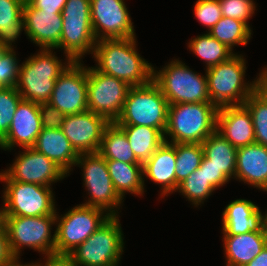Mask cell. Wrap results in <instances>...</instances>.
I'll return each mask as SVG.
<instances>
[{
  "label": "cell",
  "mask_w": 267,
  "mask_h": 266,
  "mask_svg": "<svg viewBox=\"0 0 267 266\" xmlns=\"http://www.w3.org/2000/svg\"><path fill=\"white\" fill-rule=\"evenodd\" d=\"M136 41V37L98 40L93 52L94 67L131 87L150 83L154 67L137 52Z\"/></svg>",
  "instance_id": "obj_1"
},
{
  "label": "cell",
  "mask_w": 267,
  "mask_h": 266,
  "mask_svg": "<svg viewBox=\"0 0 267 266\" xmlns=\"http://www.w3.org/2000/svg\"><path fill=\"white\" fill-rule=\"evenodd\" d=\"M217 112L218 107L213 103L169 105L165 142L202 144L216 131Z\"/></svg>",
  "instance_id": "obj_2"
},
{
  "label": "cell",
  "mask_w": 267,
  "mask_h": 266,
  "mask_svg": "<svg viewBox=\"0 0 267 266\" xmlns=\"http://www.w3.org/2000/svg\"><path fill=\"white\" fill-rule=\"evenodd\" d=\"M21 65L16 89L24 100L34 103L49 102L56 80L73 62L66 58L62 62L53 49H40Z\"/></svg>",
  "instance_id": "obj_3"
},
{
  "label": "cell",
  "mask_w": 267,
  "mask_h": 266,
  "mask_svg": "<svg viewBox=\"0 0 267 266\" xmlns=\"http://www.w3.org/2000/svg\"><path fill=\"white\" fill-rule=\"evenodd\" d=\"M246 61L235 53L227 61L205 69L208 95L217 107L241 105L255 91V81L246 82Z\"/></svg>",
  "instance_id": "obj_4"
},
{
  "label": "cell",
  "mask_w": 267,
  "mask_h": 266,
  "mask_svg": "<svg viewBox=\"0 0 267 266\" xmlns=\"http://www.w3.org/2000/svg\"><path fill=\"white\" fill-rule=\"evenodd\" d=\"M169 103L160 87L152 80L143 86L129 89L117 125L148 126L163 135L167 127Z\"/></svg>",
  "instance_id": "obj_5"
},
{
  "label": "cell",
  "mask_w": 267,
  "mask_h": 266,
  "mask_svg": "<svg viewBox=\"0 0 267 266\" xmlns=\"http://www.w3.org/2000/svg\"><path fill=\"white\" fill-rule=\"evenodd\" d=\"M155 69L153 81L160 87L169 105L211 103L206 73L199 74L178 59H172L161 70Z\"/></svg>",
  "instance_id": "obj_6"
},
{
  "label": "cell",
  "mask_w": 267,
  "mask_h": 266,
  "mask_svg": "<svg viewBox=\"0 0 267 266\" xmlns=\"http://www.w3.org/2000/svg\"><path fill=\"white\" fill-rule=\"evenodd\" d=\"M90 3V0H67L61 12L63 27L59 49L73 62H81L87 53L93 55L97 42L92 29Z\"/></svg>",
  "instance_id": "obj_7"
},
{
  "label": "cell",
  "mask_w": 267,
  "mask_h": 266,
  "mask_svg": "<svg viewBox=\"0 0 267 266\" xmlns=\"http://www.w3.org/2000/svg\"><path fill=\"white\" fill-rule=\"evenodd\" d=\"M119 216H111L69 255L78 266H118L124 250Z\"/></svg>",
  "instance_id": "obj_8"
},
{
  "label": "cell",
  "mask_w": 267,
  "mask_h": 266,
  "mask_svg": "<svg viewBox=\"0 0 267 266\" xmlns=\"http://www.w3.org/2000/svg\"><path fill=\"white\" fill-rule=\"evenodd\" d=\"M0 181L5 183L2 202L7 216L56 215L57 208L52 187L13 181L4 171L0 172Z\"/></svg>",
  "instance_id": "obj_9"
},
{
  "label": "cell",
  "mask_w": 267,
  "mask_h": 266,
  "mask_svg": "<svg viewBox=\"0 0 267 266\" xmlns=\"http://www.w3.org/2000/svg\"><path fill=\"white\" fill-rule=\"evenodd\" d=\"M53 225H56V215L7 216L6 231L9 246L16 259H20L21 249L24 247L38 251L44 254L43 256L54 254L56 231L51 235Z\"/></svg>",
  "instance_id": "obj_10"
},
{
  "label": "cell",
  "mask_w": 267,
  "mask_h": 266,
  "mask_svg": "<svg viewBox=\"0 0 267 266\" xmlns=\"http://www.w3.org/2000/svg\"><path fill=\"white\" fill-rule=\"evenodd\" d=\"M75 166L83 168V185L89 196L82 204L102 209L110 216H119L123 199L114 188L106 160L98 152L83 153L79 154Z\"/></svg>",
  "instance_id": "obj_11"
},
{
  "label": "cell",
  "mask_w": 267,
  "mask_h": 266,
  "mask_svg": "<svg viewBox=\"0 0 267 266\" xmlns=\"http://www.w3.org/2000/svg\"><path fill=\"white\" fill-rule=\"evenodd\" d=\"M110 217L102 209L83 204L71 208L61 216L56 212L55 253H71Z\"/></svg>",
  "instance_id": "obj_12"
},
{
  "label": "cell",
  "mask_w": 267,
  "mask_h": 266,
  "mask_svg": "<svg viewBox=\"0 0 267 266\" xmlns=\"http://www.w3.org/2000/svg\"><path fill=\"white\" fill-rule=\"evenodd\" d=\"M87 73L88 110L105 117L110 123L115 122L131 86L95 67H87Z\"/></svg>",
  "instance_id": "obj_13"
},
{
  "label": "cell",
  "mask_w": 267,
  "mask_h": 266,
  "mask_svg": "<svg viewBox=\"0 0 267 266\" xmlns=\"http://www.w3.org/2000/svg\"><path fill=\"white\" fill-rule=\"evenodd\" d=\"M81 62H72L58 77L49 103L65 115L88 110L87 67Z\"/></svg>",
  "instance_id": "obj_14"
},
{
  "label": "cell",
  "mask_w": 267,
  "mask_h": 266,
  "mask_svg": "<svg viewBox=\"0 0 267 266\" xmlns=\"http://www.w3.org/2000/svg\"><path fill=\"white\" fill-rule=\"evenodd\" d=\"M91 22L96 40L136 37L124 0H90Z\"/></svg>",
  "instance_id": "obj_15"
},
{
  "label": "cell",
  "mask_w": 267,
  "mask_h": 266,
  "mask_svg": "<svg viewBox=\"0 0 267 266\" xmlns=\"http://www.w3.org/2000/svg\"><path fill=\"white\" fill-rule=\"evenodd\" d=\"M14 162L4 172L13 180L23 183H36L51 187L68 174L55 162L34 148H23Z\"/></svg>",
  "instance_id": "obj_16"
},
{
  "label": "cell",
  "mask_w": 267,
  "mask_h": 266,
  "mask_svg": "<svg viewBox=\"0 0 267 266\" xmlns=\"http://www.w3.org/2000/svg\"><path fill=\"white\" fill-rule=\"evenodd\" d=\"M110 122L90 110L66 115L61 130L78 154L98 152L105 128Z\"/></svg>",
  "instance_id": "obj_17"
},
{
  "label": "cell",
  "mask_w": 267,
  "mask_h": 266,
  "mask_svg": "<svg viewBox=\"0 0 267 266\" xmlns=\"http://www.w3.org/2000/svg\"><path fill=\"white\" fill-rule=\"evenodd\" d=\"M37 103L22 99L15 111L7 135L0 141V149L11 151L14 147H33L42 130Z\"/></svg>",
  "instance_id": "obj_18"
},
{
  "label": "cell",
  "mask_w": 267,
  "mask_h": 266,
  "mask_svg": "<svg viewBox=\"0 0 267 266\" xmlns=\"http://www.w3.org/2000/svg\"><path fill=\"white\" fill-rule=\"evenodd\" d=\"M25 33L40 49H59L62 14L34 8L27 0L23 7Z\"/></svg>",
  "instance_id": "obj_19"
},
{
  "label": "cell",
  "mask_w": 267,
  "mask_h": 266,
  "mask_svg": "<svg viewBox=\"0 0 267 266\" xmlns=\"http://www.w3.org/2000/svg\"><path fill=\"white\" fill-rule=\"evenodd\" d=\"M216 131L236 149L255 143L252 117L244 104L218 107Z\"/></svg>",
  "instance_id": "obj_20"
},
{
  "label": "cell",
  "mask_w": 267,
  "mask_h": 266,
  "mask_svg": "<svg viewBox=\"0 0 267 266\" xmlns=\"http://www.w3.org/2000/svg\"><path fill=\"white\" fill-rule=\"evenodd\" d=\"M249 232H265L264 214L251 200L240 198L231 201L222 212L223 236Z\"/></svg>",
  "instance_id": "obj_21"
},
{
  "label": "cell",
  "mask_w": 267,
  "mask_h": 266,
  "mask_svg": "<svg viewBox=\"0 0 267 266\" xmlns=\"http://www.w3.org/2000/svg\"><path fill=\"white\" fill-rule=\"evenodd\" d=\"M235 179L267 192V147L254 143L238 148Z\"/></svg>",
  "instance_id": "obj_22"
},
{
  "label": "cell",
  "mask_w": 267,
  "mask_h": 266,
  "mask_svg": "<svg viewBox=\"0 0 267 266\" xmlns=\"http://www.w3.org/2000/svg\"><path fill=\"white\" fill-rule=\"evenodd\" d=\"M142 165L143 177L161 186V196L176 192L175 143L163 142Z\"/></svg>",
  "instance_id": "obj_23"
},
{
  "label": "cell",
  "mask_w": 267,
  "mask_h": 266,
  "mask_svg": "<svg viewBox=\"0 0 267 266\" xmlns=\"http://www.w3.org/2000/svg\"><path fill=\"white\" fill-rule=\"evenodd\" d=\"M32 148L55 162L68 175L79 156L61 129L43 128Z\"/></svg>",
  "instance_id": "obj_24"
},
{
  "label": "cell",
  "mask_w": 267,
  "mask_h": 266,
  "mask_svg": "<svg viewBox=\"0 0 267 266\" xmlns=\"http://www.w3.org/2000/svg\"><path fill=\"white\" fill-rule=\"evenodd\" d=\"M222 237L226 266H245L267 245L265 232H249Z\"/></svg>",
  "instance_id": "obj_25"
},
{
  "label": "cell",
  "mask_w": 267,
  "mask_h": 266,
  "mask_svg": "<svg viewBox=\"0 0 267 266\" xmlns=\"http://www.w3.org/2000/svg\"><path fill=\"white\" fill-rule=\"evenodd\" d=\"M107 169L116 192L122 199L127 193L142 195L145 190L142 164L124 163L118 160H106Z\"/></svg>",
  "instance_id": "obj_26"
},
{
  "label": "cell",
  "mask_w": 267,
  "mask_h": 266,
  "mask_svg": "<svg viewBox=\"0 0 267 266\" xmlns=\"http://www.w3.org/2000/svg\"><path fill=\"white\" fill-rule=\"evenodd\" d=\"M208 164L223 172L230 180L235 179L237 149L217 131L202 143Z\"/></svg>",
  "instance_id": "obj_27"
},
{
  "label": "cell",
  "mask_w": 267,
  "mask_h": 266,
  "mask_svg": "<svg viewBox=\"0 0 267 266\" xmlns=\"http://www.w3.org/2000/svg\"><path fill=\"white\" fill-rule=\"evenodd\" d=\"M25 0H0V47L14 49V44L25 29L23 7ZM14 43V44H13Z\"/></svg>",
  "instance_id": "obj_28"
},
{
  "label": "cell",
  "mask_w": 267,
  "mask_h": 266,
  "mask_svg": "<svg viewBox=\"0 0 267 266\" xmlns=\"http://www.w3.org/2000/svg\"><path fill=\"white\" fill-rule=\"evenodd\" d=\"M98 153L105 160L142 164L132 151L124 131L115 122L105 128Z\"/></svg>",
  "instance_id": "obj_29"
},
{
  "label": "cell",
  "mask_w": 267,
  "mask_h": 266,
  "mask_svg": "<svg viewBox=\"0 0 267 266\" xmlns=\"http://www.w3.org/2000/svg\"><path fill=\"white\" fill-rule=\"evenodd\" d=\"M127 136L136 158L143 164L165 142L164 135L156 128L136 125H118Z\"/></svg>",
  "instance_id": "obj_30"
},
{
  "label": "cell",
  "mask_w": 267,
  "mask_h": 266,
  "mask_svg": "<svg viewBox=\"0 0 267 266\" xmlns=\"http://www.w3.org/2000/svg\"><path fill=\"white\" fill-rule=\"evenodd\" d=\"M189 51L205 62V69L227 61L235 53L224 43L219 42L208 32L190 39Z\"/></svg>",
  "instance_id": "obj_31"
},
{
  "label": "cell",
  "mask_w": 267,
  "mask_h": 266,
  "mask_svg": "<svg viewBox=\"0 0 267 266\" xmlns=\"http://www.w3.org/2000/svg\"><path fill=\"white\" fill-rule=\"evenodd\" d=\"M233 51L236 45H247L252 38V29L236 19L222 17L208 32Z\"/></svg>",
  "instance_id": "obj_32"
},
{
  "label": "cell",
  "mask_w": 267,
  "mask_h": 266,
  "mask_svg": "<svg viewBox=\"0 0 267 266\" xmlns=\"http://www.w3.org/2000/svg\"><path fill=\"white\" fill-rule=\"evenodd\" d=\"M176 192L182 183L192 172L200 167L204 151L201 143H176Z\"/></svg>",
  "instance_id": "obj_33"
},
{
  "label": "cell",
  "mask_w": 267,
  "mask_h": 266,
  "mask_svg": "<svg viewBox=\"0 0 267 266\" xmlns=\"http://www.w3.org/2000/svg\"><path fill=\"white\" fill-rule=\"evenodd\" d=\"M215 190L204 176V169L200 168L192 172L177 189L195 207L201 206Z\"/></svg>",
  "instance_id": "obj_34"
},
{
  "label": "cell",
  "mask_w": 267,
  "mask_h": 266,
  "mask_svg": "<svg viewBox=\"0 0 267 266\" xmlns=\"http://www.w3.org/2000/svg\"><path fill=\"white\" fill-rule=\"evenodd\" d=\"M244 105L252 117L255 143L267 147V100L254 91Z\"/></svg>",
  "instance_id": "obj_35"
},
{
  "label": "cell",
  "mask_w": 267,
  "mask_h": 266,
  "mask_svg": "<svg viewBox=\"0 0 267 266\" xmlns=\"http://www.w3.org/2000/svg\"><path fill=\"white\" fill-rule=\"evenodd\" d=\"M22 99L16 87H0V141L7 135L15 111Z\"/></svg>",
  "instance_id": "obj_36"
},
{
  "label": "cell",
  "mask_w": 267,
  "mask_h": 266,
  "mask_svg": "<svg viewBox=\"0 0 267 266\" xmlns=\"http://www.w3.org/2000/svg\"><path fill=\"white\" fill-rule=\"evenodd\" d=\"M14 49L0 47V87H16L20 64Z\"/></svg>",
  "instance_id": "obj_37"
},
{
  "label": "cell",
  "mask_w": 267,
  "mask_h": 266,
  "mask_svg": "<svg viewBox=\"0 0 267 266\" xmlns=\"http://www.w3.org/2000/svg\"><path fill=\"white\" fill-rule=\"evenodd\" d=\"M223 17L239 20L249 27V19L255 14L256 3L253 0H219Z\"/></svg>",
  "instance_id": "obj_38"
},
{
  "label": "cell",
  "mask_w": 267,
  "mask_h": 266,
  "mask_svg": "<svg viewBox=\"0 0 267 266\" xmlns=\"http://www.w3.org/2000/svg\"><path fill=\"white\" fill-rule=\"evenodd\" d=\"M195 18L208 32L223 17L219 0H197L194 5Z\"/></svg>",
  "instance_id": "obj_39"
},
{
  "label": "cell",
  "mask_w": 267,
  "mask_h": 266,
  "mask_svg": "<svg viewBox=\"0 0 267 266\" xmlns=\"http://www.w3.org/2000/svg\"><path fill=\"white\" fill-rule=\"evenodd\" d=\"M39 113L42 128L45 129H61L66 115L49 102L39 103Z\"/></svg>",
  "instance_id": "obj_40"
},
{
  "label": "cell",
  "mask_w": 267,
  "mask_h": 266,
  "mask_svg": "<svg viewBox=\"0 0 267 266\" xmlns=\"http://www.w3.org/2000/svg\"><path fill=\"white\" fill-rule=\"evenodd\" d=\"M199 168L204 169V176L215 189L223 187L230 181L223 172H219L217 168L208 164V159L205 156H203Z\"/></svg>",
  "instance_id": "obj_41"
},
{
  "label": "cell",
  "mask_w": 267,
  "mask_h": 266,
  "mask_svg": "<svg viewBox=\"0 0 267 266\" xmlns=\"http://www.w3.org/2000/svg\"><path fill=\"white\" fill-rule=\"evenodd\" d=\"M44 263L31 262V266H78L69 254H49L46 255Z\"/></svg>",
  "instance_id": "obj_42"
},
{
  "label": "cell",
  "mask_w": 267,
  "mask_h": 266,
  "mask_svg": "<svg viewBox=\"0 0 267 266\" xmlns=\"http://www.w3.org/2000/svg\"><path fill=\"white\" fill-rule=\"evenodd\" d=\"M34 8L42 11L61 13L67 0H27Z\"/></svg>",
  "instance_id": "obj_43"
},
{
  "label": "cell",
  "mask_w": 267,
  "mask_h": 266,
  "mask_svg": "<svg viewBox=\"0 0 267 266\" xmlns=\"http://www.w3.org/2000/svg\"><path fill=\"white\" fill-rule=\"evenodd\" d=\"M16 257L12 254L7 232H0V266H7L13 263Z\"/></svg>",
  "instance_id": "obj_44"
},
{
  "label": "cell",
  "mask_w": 267,
  "mask_h": 266,
  "mask_svg": "<svg viewBox=\"0 0 267 266\" xmlns=\"http://www.w3.org/2000/svg\"><path fill=\"white\" fill-rule=\"evenodd\" d=\"M255 92L258 93L263 99L267 100V66L262 69L259 75L254 79Z\"/></svg>",
  "instance_id": "obj_45"
},
{
  "label": "cell",
  "mask_w": 267,
  "mask_h": 266,
  "mask_svg": "<svg viewBox=\"0 0 267 266\" xmlns=\"http://www.w3.org/2000/svg\"><path fill=\"white\" fill-rule=\"evenodd\" d=\"M245 266H267V245L264 249Z\"/></svg>",
  "instance_id": "obj_46"
},
{
  "label": "cell",
  "mask_w": 267,
  "mask_h": 266,
  "mask_svg": "<svg viewBox=\"0 0 267 266\" xmlns=\"http://www.w3.org/2000/svg\"><path fill=\"white\" fill-rule=\"evenodd\" d=\"M6 209L3 203V206L0 208V232H7L6 231Z\"/></svg>",
  "instance_id": "obj_47"
},
{
  "label": "cell",
  "mask_w": 267,
  "mask_h": 266,
  "mask_svg": "<svg viewBox=\"0 0 267 266\" xmlns=\"http://www.w3.org/2000/svg\"><path fill=\"white\" fill-rule=\"evenodd\" d=\"M7 266H31V263L22 264L19 259H16L13 263H11Z\"/></svg>",
  "instance_id": "obj_48"
},
{
  "label": "cell",
  "mask_w": 267,
  "mask_h": 266,
  "mask_svg": "<svg viewBox=\"0 0 267 266\" xmlns=\"http://www.w3.org/2000/svg\"><path fill=\"white\" fill-rule=\"evenodd\" d=\"M264 230L267 236V210L266 213L264 214Z\"/></svg>",
  "instance_id": "obj_49"
}]
</instances>
